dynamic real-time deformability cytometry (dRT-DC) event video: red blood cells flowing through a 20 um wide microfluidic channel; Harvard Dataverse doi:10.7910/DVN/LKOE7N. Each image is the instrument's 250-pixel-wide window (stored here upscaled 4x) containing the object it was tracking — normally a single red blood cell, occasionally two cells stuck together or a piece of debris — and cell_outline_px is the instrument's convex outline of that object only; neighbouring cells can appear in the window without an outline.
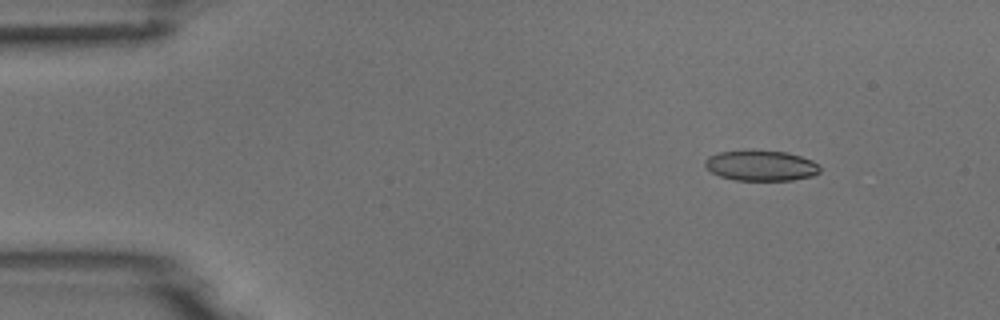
{"species": "common noctule bat (a hibernating species)", "species_latin": "Nyctalus noctula", "temperature_condition": "room temperature", "stored_images_in_passage": 7, "camera_frame_rate_fps": 3000, "um_per_image_px": 0.085, "animal": {"sex": "male", "body_mass_g": 18.8}, "frame": {"image": 1, "passage_image": 2, "time_ms": 0.333, "image_size_px": [1000, 320], "cell_outline_px": [[820, 172], [812, 176], [792, 180], [736, 180], [720, 176], [712, 172], [704, 164], [704, 160], [708, 156], [720, 152], [788, 152], [812, 160], [820, 168]], "centroid_in_image_um": [64.69, 14.1], "position_along_channel_um": 20.3, "area_um2": 19.83}}
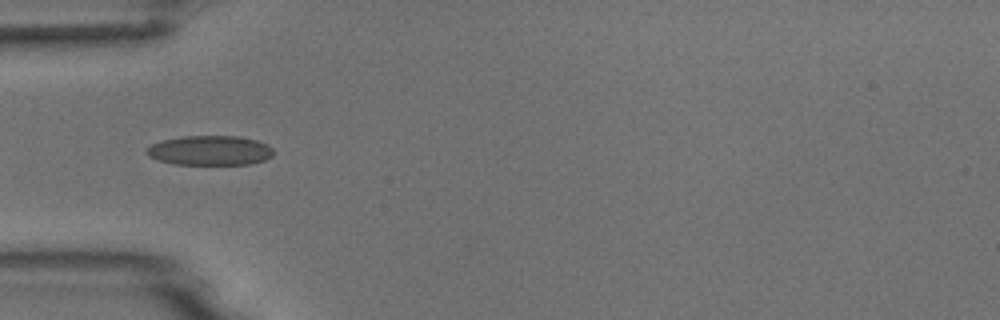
{"frame": {"image": 2, "passage_image": 5, "time_ms": 1.333, "image_size_px": [1000, 320], "cell_outline_px": [[272, 156], [264, 160], [252, 164], [176, 164], [160, 160], [148, 156], [144, 152], [152, 144], [160, 140], [180, 136], [236, 136], [256, 140], [268, 144], [272, 148]], "centroid_in_image_um": [17.84, 12.78], "position_along_channel_um": 67.2, "area_um2": 21.91}}